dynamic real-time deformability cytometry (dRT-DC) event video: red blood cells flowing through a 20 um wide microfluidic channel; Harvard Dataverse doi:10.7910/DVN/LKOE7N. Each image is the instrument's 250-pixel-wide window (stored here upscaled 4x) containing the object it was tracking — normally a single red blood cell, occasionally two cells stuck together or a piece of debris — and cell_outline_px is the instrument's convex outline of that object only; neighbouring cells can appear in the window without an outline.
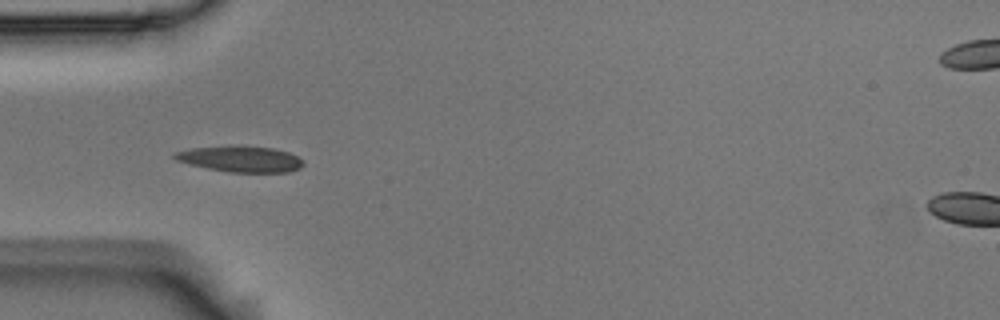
{"species": "Egyptian fruit bat (a non-hibernating species)", "species_latin": "Rousettus aegyptiacus", "temperature_condition": "room temperature", "stored_images_in_passage": 6, "camera_frame_rate_fps": 3000, "um_per_image_px": 0.085, "animal": {"sex": "male"}, "frame": {"image": 1, "passage_image": 4, "time_ms": 1.0, "image_size_px": [1000, 320], "cell_outline_px": [[304, 164], [300, 168], [288, 172], [228, 172], [208, 168], [176, 160], [172, 156], [172, 152], [192, 148], [236, 144], [272, 148], [288, 152], [304, 160]], "centroid_in_image_um": [20.44, 13.49], "position_along_channel_um": 64.6, "area_um2": 19.71}}
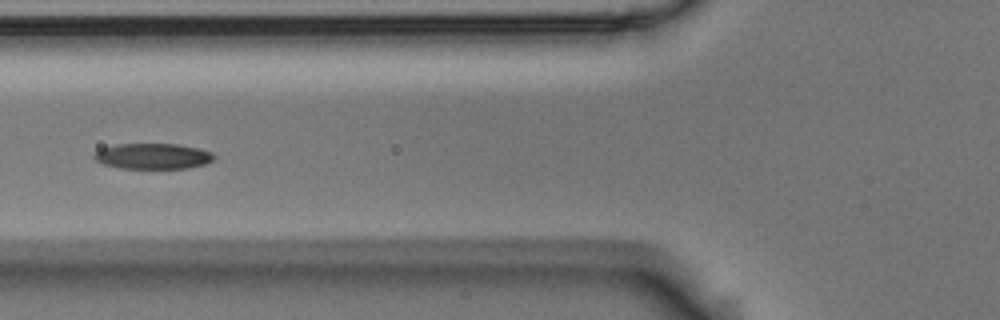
{"frame": {"image": 2, "passage_image": 5, "time_ms": 1.333, "image_size_px": [1000, 320], "cell_outline_px": [[216, 156], [212, 160], [204, 164], [188, 168], [120, 168], [104, 164], [96, 160], [92, 156], [100, 148], [116, 144], [176, 144], [200, 148], [212, 152]], "centroid_in_image_um": [13.0, 13.27], "position_along_channel_um": 112.8, "area_um2": 17.92}}
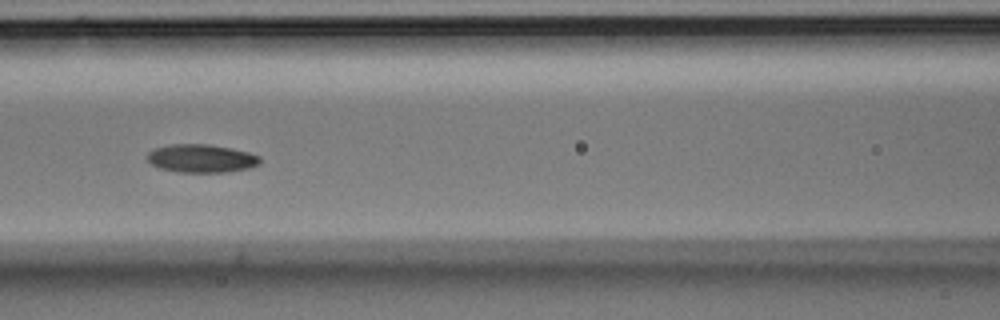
{"frame": {"image": 3, "passage_image": 6, "time_ms": 1.667, "image_size_px": [1000, 320], "cell_outline_px": [[260, 164], [248, 168], [228, 172], [180, 172], [160, 168], [152, 164], [148, 160], [148, 152], [152, 148], [172, 144], [208, 144], [232, 148], [248, 152], [260, 156]], "centroid_in_image_um": [17.12, 13.46], "position_along_channel_um": 149.5, "area_um2": 18.55}}